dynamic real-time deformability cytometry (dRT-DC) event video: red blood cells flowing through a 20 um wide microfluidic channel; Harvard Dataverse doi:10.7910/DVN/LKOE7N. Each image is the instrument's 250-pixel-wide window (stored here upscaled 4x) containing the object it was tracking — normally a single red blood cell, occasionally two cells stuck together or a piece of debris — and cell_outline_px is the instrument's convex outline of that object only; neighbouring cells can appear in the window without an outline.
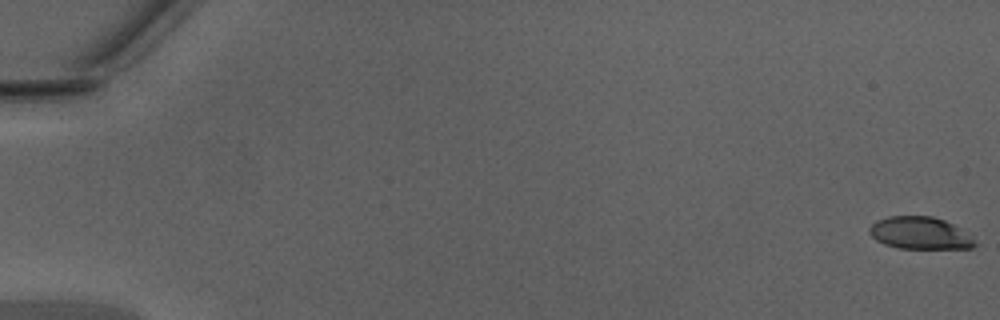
{"species": "Egyptian fruit bat (a non-hibernating species)", "species_latin": "Rousettus aegyptiacus", "temperature_condition": "warm", "stored_images_in_passage": 49, "camera_frame_rate_fps": 3000, "um_per_image_px": 0.085, "animal": {"sex": "male"}, "frame": {"image": 1, "passage_image": 1, "time_ms": 0.0, "image_size_px": [1000, 320], "cell_outline_px": [[980, 244], [972, 248], [896, 248], [884, 244], [876, 240], [868, 232], [868, 228], [876, 220], [888, 216], [932, 216], [944, 220], [960, 228], [976, 240]], "centroid_in_image_um": [78.2, 19.81], "position_along_channel_um": 6.8, "area_um2": 20.0}}
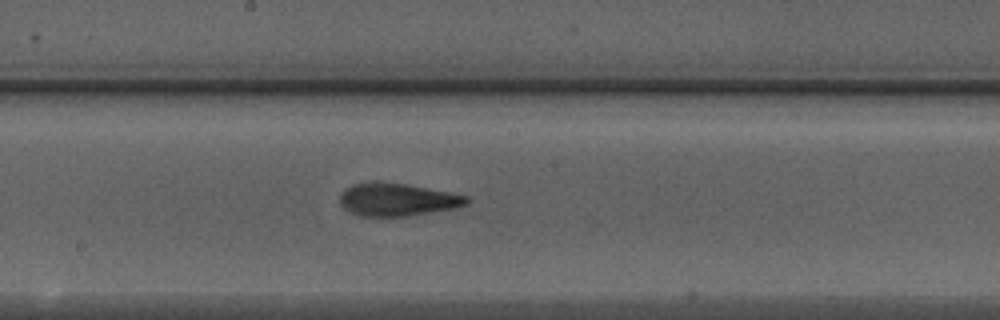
{"frame": {"image": 2, "passage_image": 28, "time_ms": 9.0, "image_size_px": [1000, 320], "cell_outline_px": [[468, 204], [456, 208], [408, 216], [360, 216], [348, 212], [340, 204], [340, 196], [344, 188], [352, 184], [408, 184], [468, 196]], "centroid_in_image_um": [33.78, 17.0], "position_along_channel_um": 214.4, "area_um2": 23.76}}
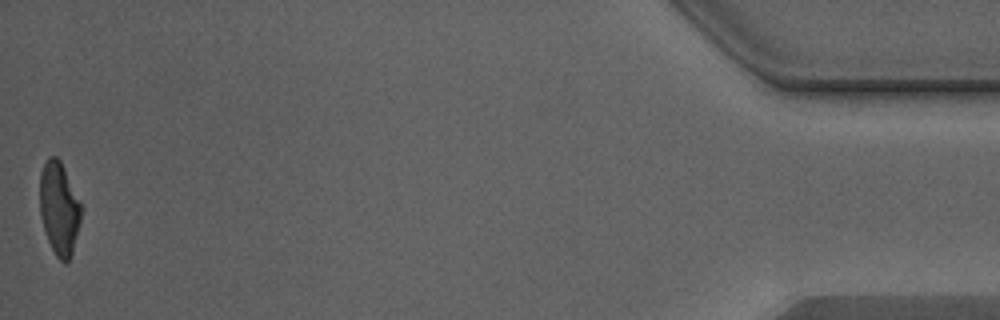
{"frame": {"image": 3, "passage_image": 49, "time_ms": 16.0, "image_size_px": [1000, 320], "cell_outline_px": [[84, 208], [72, 252], [68, 260], [64, 264], [56, 256], [44, 232], [40, 216], [40, 172], [48, 156], [56, 156], [60, 160], [84, 204]], "centroid_in_image_um": [5.06, 17.68], "position_along_channel_um": 430.1, "area_um2": 22.95}, "authors_computed_cell_mechanics": {"area_um2": 23.3512, "velocity_mm_per_s": 4.3683, "shape_relaxation_time_tau1_ms": 5.4372, "shape_relaxation_time_tau2_ms": 1.611, "deformation_change_tau1": 0.2142, "deformation_change_tau2": 0.1102}}